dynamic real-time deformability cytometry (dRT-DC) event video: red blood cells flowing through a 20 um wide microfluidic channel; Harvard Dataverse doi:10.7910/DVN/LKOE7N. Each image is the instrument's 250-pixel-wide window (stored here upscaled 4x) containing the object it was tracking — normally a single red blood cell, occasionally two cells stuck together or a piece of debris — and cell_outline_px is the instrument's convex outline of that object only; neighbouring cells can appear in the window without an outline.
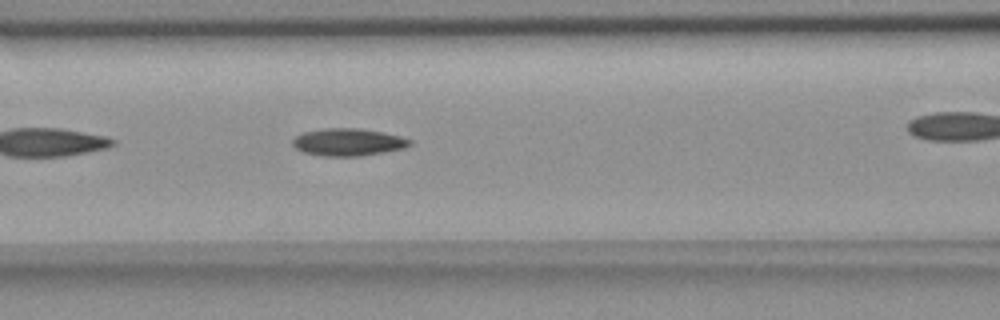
{"species": "common noctule bat (a hibernating species)", "species_latin": "Nyctalus noctula", "temperature_condition": "room temperature", "stored_images_in_passage": 30, "camera_frame_rate_fps": 3000, "um_per_image_px": 0.085, "animal": {"sex": "female", "body_mass_g": 18.4}, "frame": {"image": 1, "passage_image": 9, "time_ms": 2.667, "image_size_px": [1000, 320], "cell_outline_px": [[412, 144], [404, 148], [384, 152], [360, 156], [320, 156], [304, 152], [296, 148], [292, 144], [292, 140], [296, 136], [304, 132], [328, 128], [356, 128], [380, 132], [400, 136], [412, 140]], "centroid_in_image_um": [29.59, 12.09], "position_along_channel_um": 137.0, "area_um2": 18.55}}